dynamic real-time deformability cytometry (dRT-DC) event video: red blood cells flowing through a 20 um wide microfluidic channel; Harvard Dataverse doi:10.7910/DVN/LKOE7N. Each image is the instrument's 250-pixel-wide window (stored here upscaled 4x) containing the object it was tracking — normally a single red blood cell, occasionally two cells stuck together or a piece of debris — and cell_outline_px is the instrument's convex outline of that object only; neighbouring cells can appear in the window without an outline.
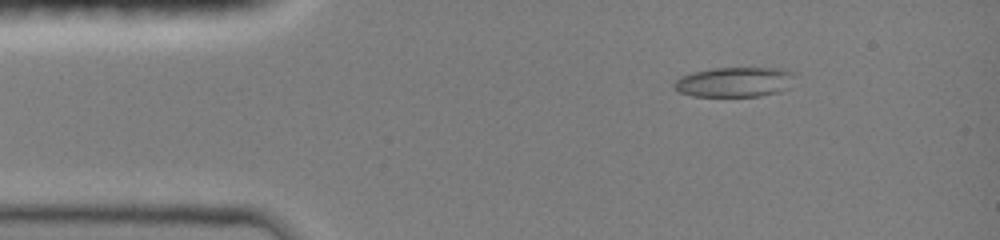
{"species": "common noctule bat (a hibernating species)", "species_latin": "Nyctalus noctula", "temperature_condition": "room temperature", "stored_images_in_passage": 42, "camera_frame_rate_fps": 3000, "um_per_image_px": 0.085, "animal": {"sex": "female", "body_mass_g": 19.0, "forearm_length_mm": 51.5}, "frame": {"image": 1, "passage_image": 2, "time_ms": 0.333, "image_size_px": [1000, 240], "cell_outline_px": [[796, 72], [788, 88], [780, 92], [760, 96], [692, 96], [680, 92], [672, 88], [672, 84], [680, 76], [696, 72], [716, 68], [780, 68]], "centroid_in_image_um": [62.45, 6.97], "position_along_channel_um": 22.6, "area_um2": 21.1}}
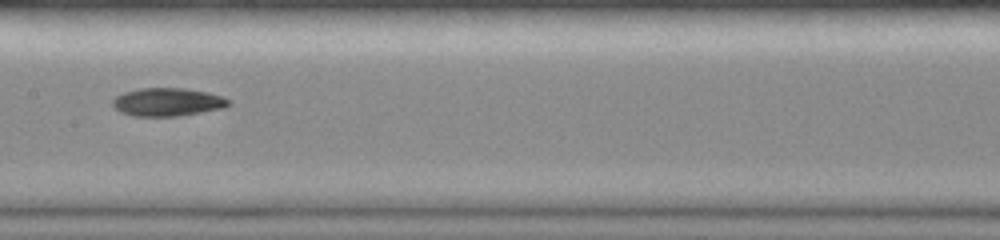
{"frame": {"image": 2, "passage_image": 19, "time_ms": 6.0, "image_size_px": [1000, 240], "cell_outline_px": [[232, 104], [224, 108], [176, 116], [132, 116], [120, 112], [112, 104], [112, 100], [116, 96], [124, 92], [140, 88], [184, 88], [208, 92], [232, 100]], "centroid_in_image_um": [14.25, 8.67], "position_along_channel_um": 193.1, "area_um2": 19.07}}
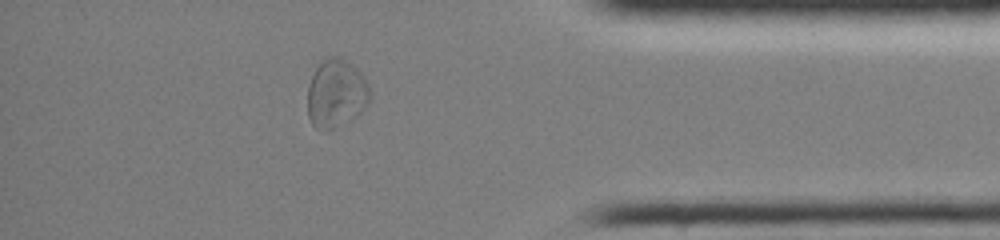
{"frame": {"image": 3, "passage_image": 36, "time_ms": 11.667, "image_size_px": [1000, 240], "cell_outline_px": [[372, 96], [364, 108], [360, 112], [348, 120], [324, 132], [320, 132], [312, 124], [308, 116], [308, 84], [320, 60], [324, 56], [336, 56], [352, 64], [360, 72], [368, 84], [372, 92]], "centroid_in_image_um": [28.56, 7.93], "position_along_channel_um": 406.6, "area_um2": 24.97}, "authors_computed_cell_mechanics": {"area_um2": 19.7387, "velocity_mm_per_s": 4.0505, "shape_relaxation_time_tau1_ms": null, "shape_relaxation_time_tau2_ms": 4.4223, "deformation_change_tau1": null, "deformation_change_tau2": 0.106}}